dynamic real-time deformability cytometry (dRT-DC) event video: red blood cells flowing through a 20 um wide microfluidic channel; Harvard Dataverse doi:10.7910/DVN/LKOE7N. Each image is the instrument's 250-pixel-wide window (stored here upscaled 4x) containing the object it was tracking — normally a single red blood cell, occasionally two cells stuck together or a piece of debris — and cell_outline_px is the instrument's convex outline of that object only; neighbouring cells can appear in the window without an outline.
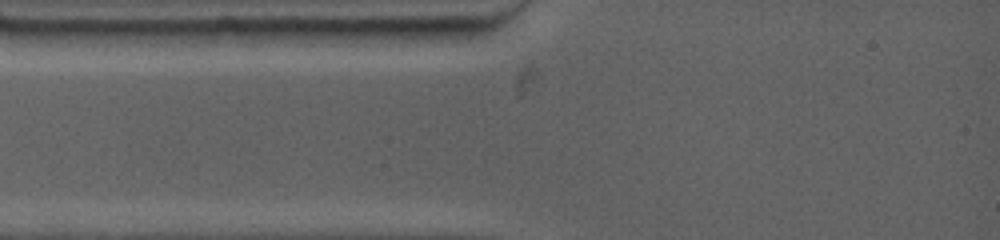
{"species": "common noctule bat (a hibernating species)", "species_latin": "Nyctalus noctula", "temperature_condition": "warm", "stored_images_in_passage": 2, "camera_frame_rate_fps": 4500, "um_per_image_px": 0.085, "animal": {"sex": "female", "body_mass_g": 19.0, "forearm_length_mm": 53.3}, "frame": {"image": 1, "passage_image": 1, "time_ms": 0.0, "image_size_px": [1000, 240], "cell_outline_px": [[472, 28], [468, 36], [456, 44], [324, 44], [316, 28]], "centroid_in_image_um": [33.41, 3.04], "position_along_channel_um": 51.6, "area_um2": 16.88}}